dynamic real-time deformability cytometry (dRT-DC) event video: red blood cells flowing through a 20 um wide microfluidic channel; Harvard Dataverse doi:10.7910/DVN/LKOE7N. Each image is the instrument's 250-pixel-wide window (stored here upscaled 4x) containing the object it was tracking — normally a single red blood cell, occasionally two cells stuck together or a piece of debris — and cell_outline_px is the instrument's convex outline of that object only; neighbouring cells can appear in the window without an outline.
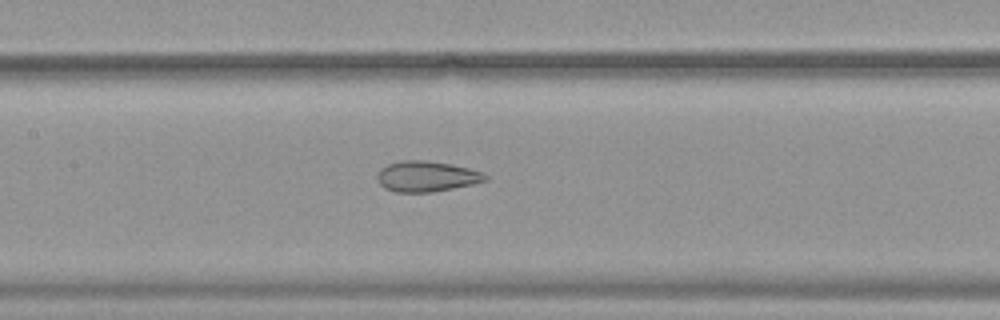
{"species": "common noctule bat (a hibernating species)", "species_latin": "Nyctalus noctula", "temperature_condition": "warm", "stored_images_in_passage": 53, "camera_frame_rate_fps": 3000, "um_per_image_px": 0.085, "animal": {"sex": "female", "body_mass_g": 19.9}, "frame": {"image": 1, "passage_image": 26, "time_ms": 8.333, "image_size_px": [1000, 320], "cell_outline_px": [[488, 180], [472, 184], [432, 192], [396, 192], [384, 188], [380, 184], [376, 176], [380, 168], [388, 164], [400, 160], [428, 160], [452, 164], [484, 172], [488, 176]], "centroid_in_image_um": [36.25, 14.98], "position_along_channel_um": 171.1, "area_um2": 19.42}}
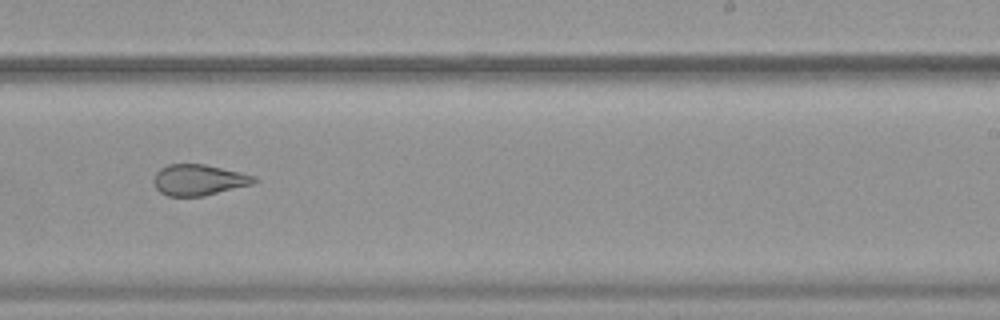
{"frame": {"image": 2, "passage_image": 34, "time_ms": 11.0, "image_size_px": [1000, 320], "cell_outline_px": [[260, 180], [252, 184], [204, 196], [168, 196], [160, 192], [156, 188], [152, 180], [156, 172], [160, 168], [168, 164], [204, 164], [240, 172], [256, 176]], "centroid_in_image_um": [16.89, 15.29], "position_along_channel_um": 272.1, "area_um2": 18.21}}
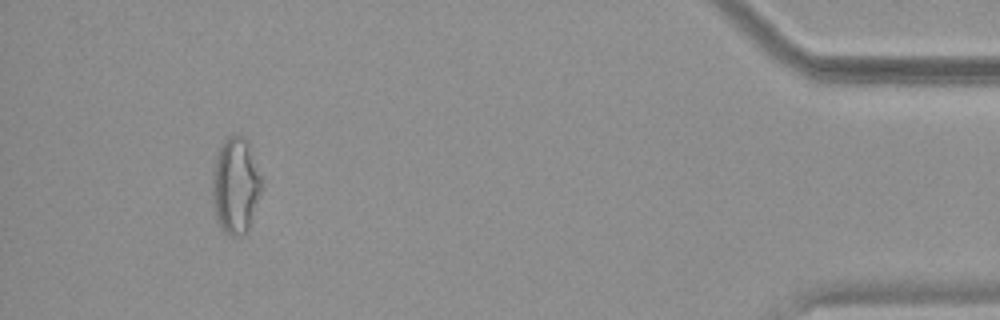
{"frame": {"image": 3, "passage_image": 50, "time_ms": 16.333, "image_size_px": [1000, 320], "cell_outline_px": [[260, 192], [248, 228], [244, 236], [228, 236], [224, 232], [216, 220], [212, 196], [212, 172], [216, 152], [224, 140], [228, 136], [236, 132], [244, 136], [248, 140], [260, 176]], "centroid_in_image_um": [19.98, 15.73], "position_along_channel_um": 415.2, "area_um2": 27.74}, "authors_computed_cell_mechanics": {"area_um2": 24.565, "velocity_mm_per_s": 3.8224, "shape_relaxation_time_tau1_ms": null, "shape_relaxation_time_tau2_ms": 1.7085, "deformation_change_tau1": null, "deformation_change_tau2": 0.1048}}